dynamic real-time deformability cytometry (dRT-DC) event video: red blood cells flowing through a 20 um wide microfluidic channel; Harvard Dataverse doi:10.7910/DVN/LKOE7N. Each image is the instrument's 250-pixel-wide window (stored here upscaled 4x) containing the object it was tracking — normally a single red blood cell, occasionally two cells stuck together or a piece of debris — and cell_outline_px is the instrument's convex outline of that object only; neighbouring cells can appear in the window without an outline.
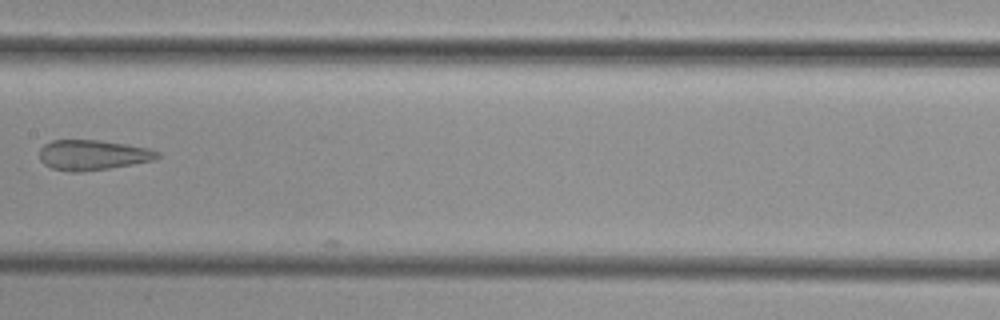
{"species": "common noctule bat (a hibernating species)", "species_latin": "Nyctalus noctula", "temperature_condition": "cold", "stored_images_in_passage": 8, "camera_frame_rate_fps": 3000, "um_per_image_px": 0.085, "animal": {"sex": "female", "body_mass_g": 29.2, "forearm_length_mm": 56.3}, "frame": {"image": 1, "passage_image": 8, "time_ms": 8.333, "image_size_px": [1000, 320], "cell_outline_px": [[160, 156], [152, 160], [132, 164], [108, 168], [80, 172], [72, 172], [52, 168], [44, 164], [40, 160], [40, 148], [44, 144], [52, 140], [100, 140], [152, 148], [160, 152]], "centroid_in_image_um": [7.88, 13.16], "position_along_channel_um": 199.5, "area_um2": 20.75}}